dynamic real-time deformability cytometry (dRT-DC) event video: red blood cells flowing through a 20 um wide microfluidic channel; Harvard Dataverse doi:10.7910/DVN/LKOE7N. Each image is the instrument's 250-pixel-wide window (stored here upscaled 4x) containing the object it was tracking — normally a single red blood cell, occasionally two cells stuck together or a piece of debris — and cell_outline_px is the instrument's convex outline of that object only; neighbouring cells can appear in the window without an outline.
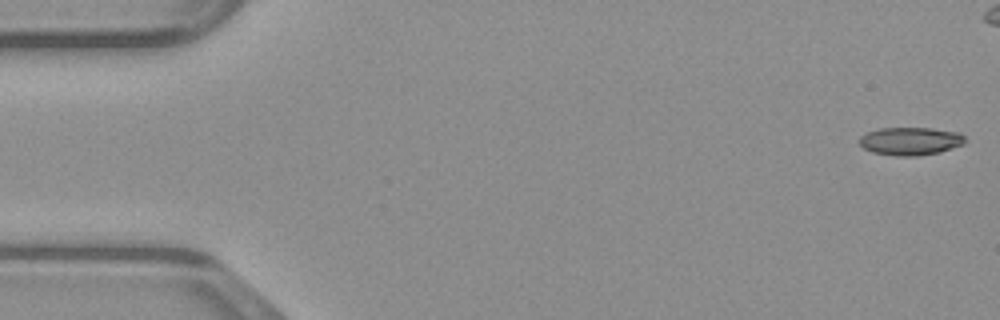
{"species": "common noctule bat (a hibernating species)", "species_latin": "Nyctalus noctula", "temperature_condition": "warm", "stored_images_in_passage": 41, "camera_frame_rate_fps": 3000, "um_per_image_px": 0.085, "animal": {"sex": "male", "body_mass_g": 23.1, "forearm_length_mm": 52.7}, "frame": {"image": 1, "passage_image": 1, "time_ms": 0.0, "image_size_px": [1000, 320], "cell_outline_px": [[964, 144], [940, 152], [916, 156], [896, 156], [872, 152], [864, 148], [860, 144], [860, 136], [868, 132], [880, 128], [932, 128], [960, 132], [964, 136]], "centroid_in_image_um": [77.4, 11.99], "position_along_channel_um": 7.6, "area_um2": 17.22}}
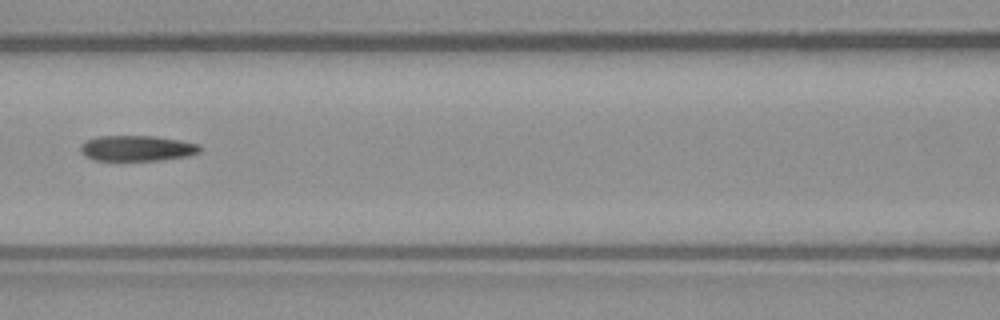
{"frame": {"image": 2, "passage_image": 21, "time_ms": 6.667, "image_size_px": [1000, 320], "cell_outline_px": [[200, 152], [188, 156], [156, 160], [96, 160], [84, 156], [80, 152], [80, 144], [84, 140], [96, 136], [156, 136], [180, 140], [200, 144]], "centroid_in_image_um": [11.6, 12.59], "position_along_channel_um": 155.0, "area_um2": 17.92}}
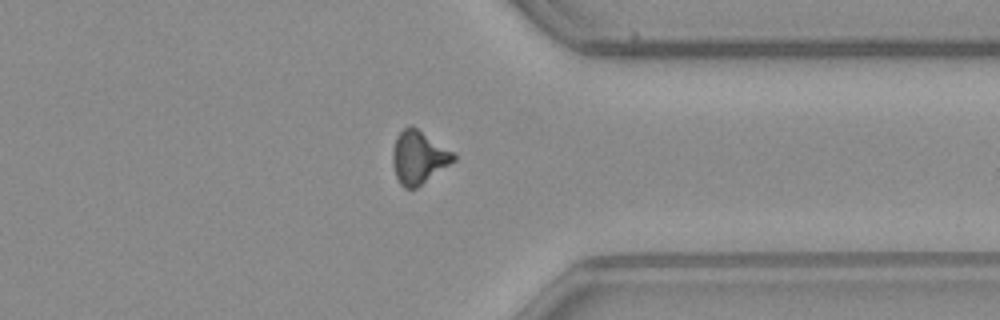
{"frame": {"image": 3, "passage_image": 37, "time_ms": 12.0, "image_size_px": [1000, 320], "cell_outline_px": [[456, 160], [416, 188], [404, 188], [400, 184], [396, 176], [392, 164], [392, 152], [396, 136], [404, 128], [412, 124], [456, 152]], "centroid_in_image_um": [35.6, 13.34], "position_along_channel_um": 375.8, "area_um2": 19.13}}